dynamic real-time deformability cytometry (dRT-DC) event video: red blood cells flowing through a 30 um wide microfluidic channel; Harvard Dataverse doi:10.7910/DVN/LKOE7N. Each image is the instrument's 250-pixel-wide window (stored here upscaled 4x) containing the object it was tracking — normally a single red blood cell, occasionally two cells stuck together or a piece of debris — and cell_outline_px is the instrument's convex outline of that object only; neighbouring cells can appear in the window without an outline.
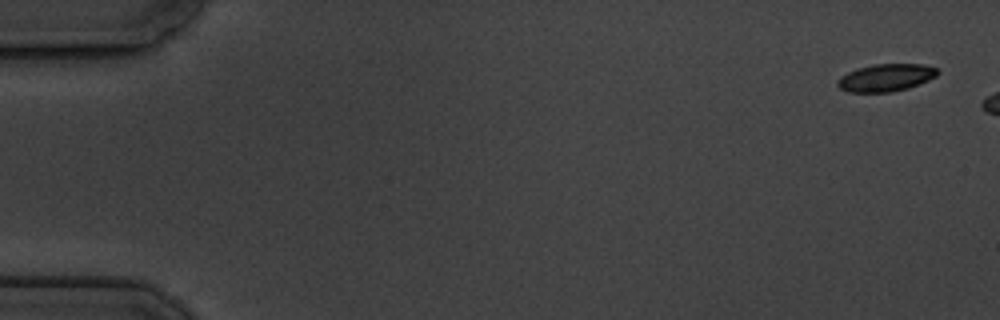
{"species": "common noctule bat (a hibernating species)", "species_latin": "Nyctalus noctula", "temperature_condition": "cold", "stored_images_in_passage": 3, "camera_frame_rate_fps": 3000, "um_per_image_px": 0.085, "animal": {"sex": "male", "body_mass_g": 19.5, "forearm_length_mm": 54.6}, "frame": {"image": 1, "passage_image": 1, "time_ms": 0.0, "image_size_px": [1000, 320], "cell_outline_px": [[940, 72], [936, 76], [928, 80], [908, 88], [892, 92], [848, 92], [840, 88], [836, 84], [836, 80], [840, 76], [856, 68], [872, 64], [924, 64], [936, 68]], "centroid_in_image_um": [75.27, 6.59], "position_along_channel_um": 9.7, "area_um2": 16.13}}